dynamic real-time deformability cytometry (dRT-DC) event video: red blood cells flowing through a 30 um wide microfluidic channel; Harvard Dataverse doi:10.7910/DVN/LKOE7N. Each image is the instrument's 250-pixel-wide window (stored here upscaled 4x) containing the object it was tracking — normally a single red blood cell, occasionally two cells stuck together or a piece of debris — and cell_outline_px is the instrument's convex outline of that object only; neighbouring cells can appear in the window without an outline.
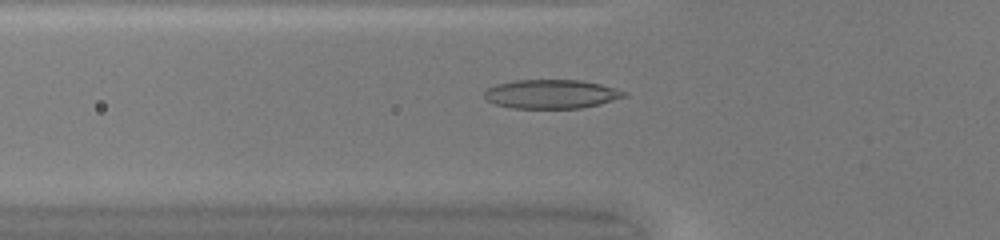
{"species": "common noctule bat (a hibernating species)", "species_latin": "Nyctalus noctula", "temperature_condition": "warm", "stored_images_in_passage": 49, "camera_frame_rate_fps": 3000, "um_per_image_px": 0.085, "animal": {"sex": "female", "body_mass_g": 20.0, "forearm_length_mm": 54.0}, "frame": {"image": 1, "passage_image": 18, "time_ms": 5.667, "image_size_px": [1000, 240], "cell_outline_px": [[628, 96], [600, 104], [580, 108], [512, 108], [496, 104], [488, 100], [484, 96], [484, 92], [488, 88], [496, 84], [516, 80], [580, 80], [600, 84], [616, 88], [628, 92]], "centroid_in_image_um": [46.9, 7.99], "position_along_channel_um": 78.9, "area_um2": 23.58}}
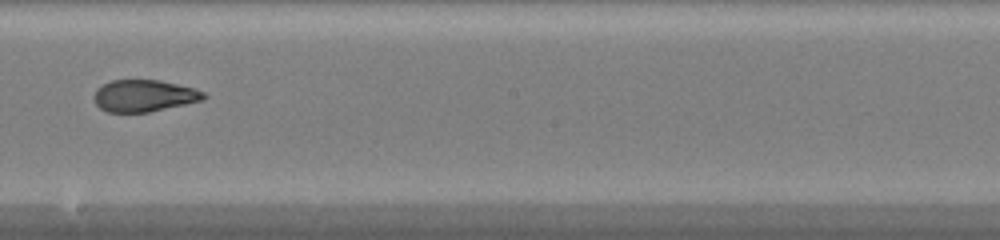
{"frame": {"image": 2, "passage_image": 29, "time_ms": 9.333, "image_size_px": [1000, 240], "cell_outline_px": [[208, 96], [204, 100], [148, 112], [108, 112], [100, 108], [96, 104], [92, 96], [96, 88], [112, 80], [160, 80], [192, 88], [204, 92]], "centroid_in_image_um": [12.22, 8.14], "position_along_channel_um": 236.0, "area_um2": 20.35}}
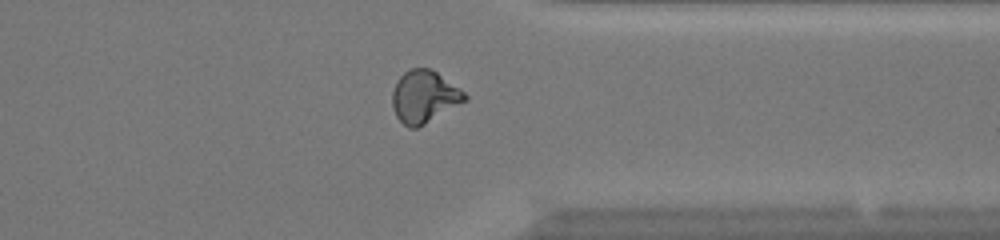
{"frame": {"image": 3, "passage_image": 39, "time_ms": 12.667, "image_size_px": [1000, 240], "cell_outline_px": [[468, 100], [424, 124], [416, 128], [408, 128], [396, 116], [392, 104], [392, 92], [396, 80], [408, 68], [432, 68], [460, 88], [468, 96]], "centroid_in_image_um": [36.06, 8.19], "position_along_channel_um": 375.3, "area_um2": 22.25}, "authors_computed_cell_mechanics": {"area_um2": 22.253, "velocity_mm_per_s": 4.2713, "shape_relaxation_time_tau1_ms": null, "shape_relaxation_time_tau2_ms": 1.1163, "deformation_change_tau1": null, "deformation_change_tau2": 0.0704}}